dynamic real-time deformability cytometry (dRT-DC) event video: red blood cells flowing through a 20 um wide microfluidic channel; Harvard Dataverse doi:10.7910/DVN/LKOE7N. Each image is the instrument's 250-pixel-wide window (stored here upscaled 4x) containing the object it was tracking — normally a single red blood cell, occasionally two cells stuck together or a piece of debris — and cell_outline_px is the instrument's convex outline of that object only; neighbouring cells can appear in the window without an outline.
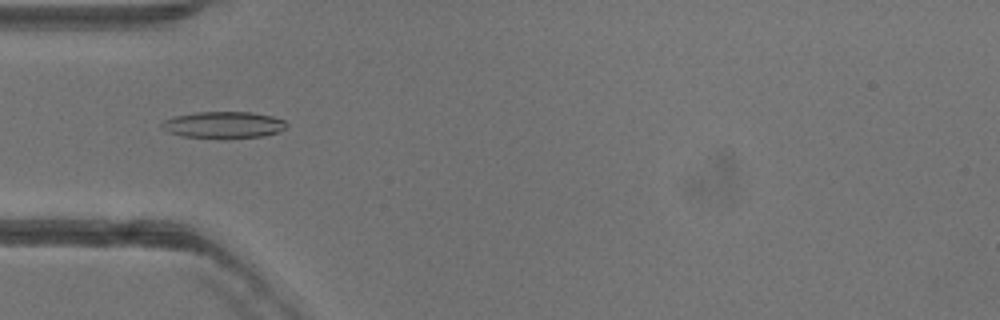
{"species": "common noctule bat (a hibernating species)", "species_latin": "Nyctalus noctula", "temperature_condition": "warm", "stored_images_in_passage": 34, "camera_frame_rate_fps": 3000, "um_per_image_px": 0.085, "animal": {"sex": "female"}, "frame": {"image": 1, "passage_image": 2, "time_ms": 0.333, "image_size_px": [1000, 320], "cell_outline_px": [[288, 124], [284, 128], [276, 132], [264, 136], [184, 136], [168, 132], [160, 124], [164, 120], [172, 116], [196, 112], [252, 112], [272, 116], [284, 120]], "centroid_in_image_um": [18.99, 10.57], "position_along_channel_um": 66.0, "area_um2": 18.61}}
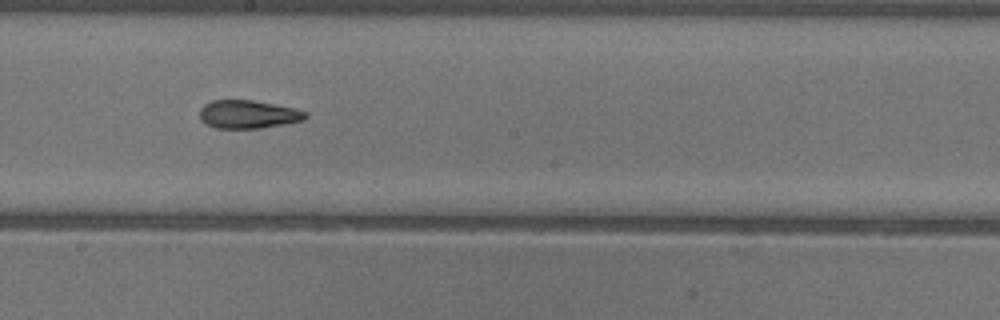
{"frame": {"image": 2, "passage_image": 14, "time_ms": 4.333, "image_size_px": [1000, 320], "cell_outline_px": [[308, 116], [304, 120], [260, 128], [216, 128], [200, 120], [200, 108], [204, 104], [212, 100], [252, 100], [296, 108], [308, 112]], "centroid_in_image_um": [21.1, 9.71], "position_along_channel_um": 227.1, "area_um2": 17.4}}
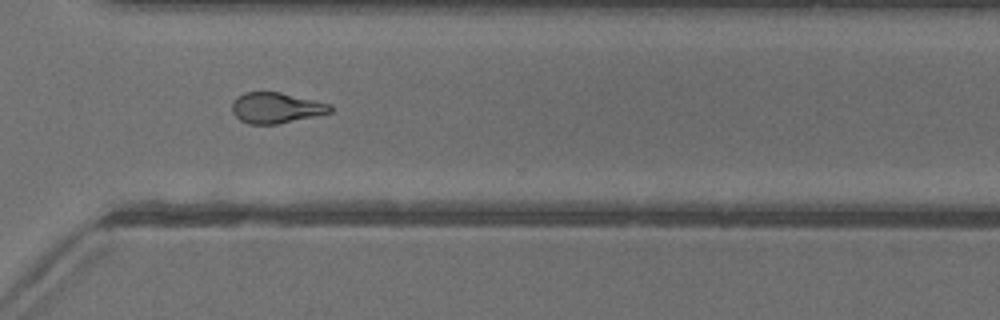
{"frame": {"image": 3, "passage_image": 23, "time_ms": 7.333, "image_size_px": [1000, 320], "cell_outline_px": [[332, 112], [276, 124], [248, 124], [240, 120], [232, 112], [232, 100], [244, 92], [280, 92], [316, 100], [332, 104]], "centroid_in_image_um": [23.46, 9.16], "position_along_channel_um": 347.1, "area_um2": 17.57}, "authors_computed_cell_mechanics": {"area_um2": 17.8602, "velocity_mm_per_s": 4.0074, "shape_relaxation_time_tau1_ms": null, "shape_relaxation_time_tau2_ms": 3.4622, "deformation_change_tau1": null, "deformation_change_tau2": 0.1234}}